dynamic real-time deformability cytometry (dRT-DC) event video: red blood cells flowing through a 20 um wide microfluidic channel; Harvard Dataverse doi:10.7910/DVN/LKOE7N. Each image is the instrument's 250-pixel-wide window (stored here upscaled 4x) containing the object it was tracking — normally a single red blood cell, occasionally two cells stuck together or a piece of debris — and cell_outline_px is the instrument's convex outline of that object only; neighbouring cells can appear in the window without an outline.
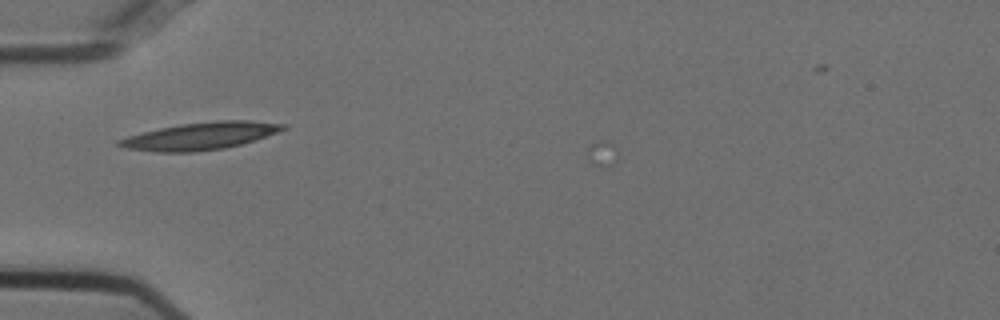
{"species": "Egyptian fruit bat (a non-hibernating species)", "species_latin": "Rousettus aegyptiacus", "temperature_condition": "cold", "stored_images_in_passage": 6, "camera_frame_rate_fps": 3000, "um_per_image_px": 0.085, "animal": {"sex": "female"}, "frame": {"image": 1, "passage_image": 3, "time_ms": 0.667, "image_size_px": [1000, 320], "cell_outline_px": [[288, 128], [240, 144], [224, 148], [196, 152], [156, 152], [128, 148], [116, 144], [116, 140], [128, 136], [160, 128], [180, 124], [216, 120], [248, 120], [288, 124]], "centroid_in_image_um": [17.03, 11.55], "position_along_channel_um": 68.0, "area_um2": 25.89}}